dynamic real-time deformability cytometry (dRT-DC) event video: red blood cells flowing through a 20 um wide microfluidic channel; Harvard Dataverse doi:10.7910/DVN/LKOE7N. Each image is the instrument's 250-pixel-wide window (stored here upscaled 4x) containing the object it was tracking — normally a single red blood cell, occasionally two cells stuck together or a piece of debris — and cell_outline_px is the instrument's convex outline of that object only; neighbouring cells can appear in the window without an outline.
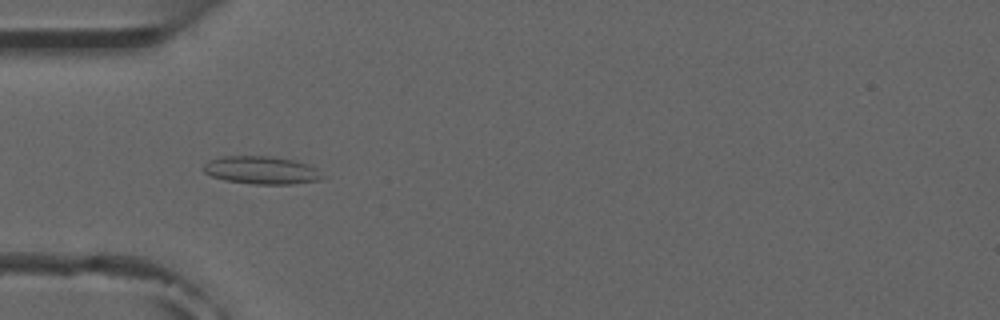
{"species": "common noctule bat (a hibernating species)", "species_latin": "Nyctalus noctula", "temperature_condition": "room temperature", "stored_images_in_passage": 6, "camera_frame_rate_fps": 3000, "um_per_image_px": 0.085, "animal": {"sex": "male", "forearm_length_mm": 52.5}, "frame": {"image": 1, "passage_image": 4, "time_ms": 3.333, "image_size_px": [1000, 320], "cell_outline_px": [[328, 176], [320, 180], [292, 184], [252, 184], [224, 180], [212, 176], [204, 172], [200, 168], [208, 160], [220, 156], [268, 156], [292, 160], [308, 164], [316, 168]], "centroid_in_image_um": [22.22, 14.47], "position_along_channel_um": 62.8, "area_um2": 19.59}}
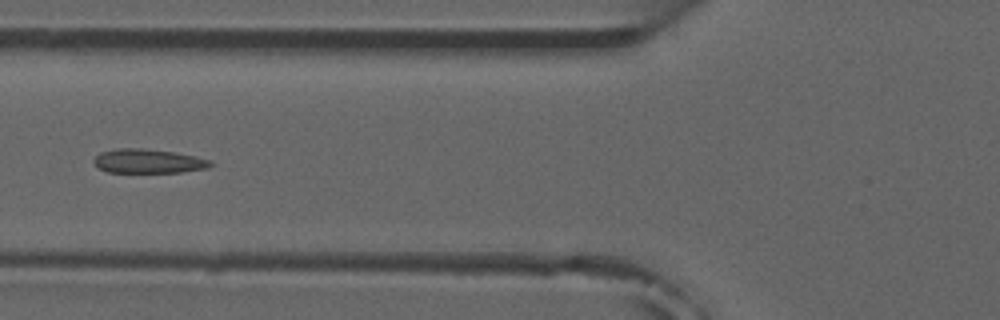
{"frame": {"image": 2, "passage_image": 5, "time_ms": 4.667, "image_size_px": [1000, 320], "cell_outline_px": [[212, 164], [208, 168], [180, 172], [108, 172], [96, 168], [92, 160], [100, 152], [116, 148], [140, 148], [172, 152], [196, 156], [212, 160]], "centroid_in_image_um": [12.56, 13.7], "position_along_channel_um": 113.2, "area_um2": 16.47}}
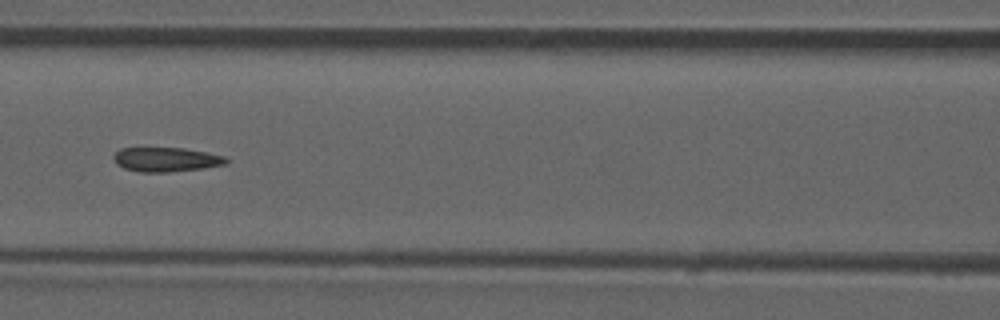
{"frame": {"image": 3, "passage_image": 6, "time_ms": 5.667, "image_size_px": [1000, 320], "cell_outline_px": [[228, 164], [204, 168], [168, 172], [140, 172], [124, 168], [116, 164], [112, 160], [112, 156], [120, 148], [184, 148], [208, 152], [224, 156], [228, 160]], "centroid_in_image_um": [14.11, 13.56], "position_along_channel_um": 152.5, "area_um2": 16.13}}